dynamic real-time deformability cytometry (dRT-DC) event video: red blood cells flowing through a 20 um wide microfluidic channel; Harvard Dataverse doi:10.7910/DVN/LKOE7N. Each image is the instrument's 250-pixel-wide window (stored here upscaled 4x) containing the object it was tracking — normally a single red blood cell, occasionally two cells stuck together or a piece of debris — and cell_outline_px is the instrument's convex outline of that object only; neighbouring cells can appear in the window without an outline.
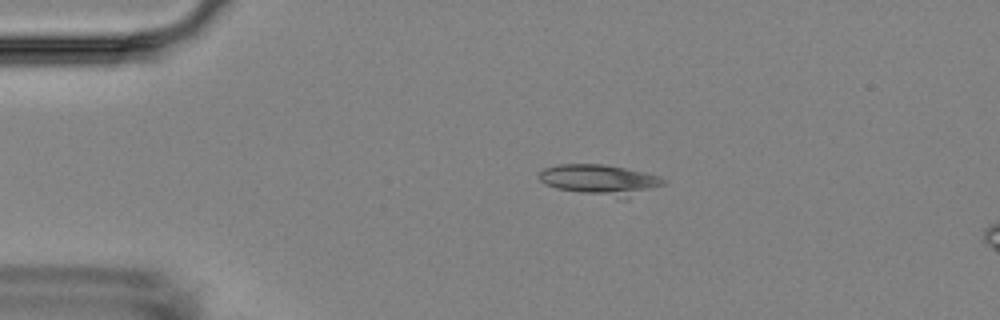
{"species": "Egyptian fruit bat (a non-hibernating species)", "species_latin": "Rousettus aegyptiacus", "temperature_condition": "room temperature", "stored_images_in_passage": 4, "camera_frame_rate_fps": 3000, "um_per_image_px": 0.085, "animal": {"sex": "female"}, "frame": {"image": 1, "passage_image": 3, "time_ms": 2.333, "image_size_px": [1000, 320], "cell_outline_px": [[668, 180], [664, 184], [628, 200], [616, 200], [556, 188], [544, 184], [536, 176], [544, 168], [560, 164], [604, 164], [644, 172], [660, 176]], "centroid_in_image_um": [51.04, 15.33], "position_along_channel_um": 34.0, "area_um2": 22.95}}